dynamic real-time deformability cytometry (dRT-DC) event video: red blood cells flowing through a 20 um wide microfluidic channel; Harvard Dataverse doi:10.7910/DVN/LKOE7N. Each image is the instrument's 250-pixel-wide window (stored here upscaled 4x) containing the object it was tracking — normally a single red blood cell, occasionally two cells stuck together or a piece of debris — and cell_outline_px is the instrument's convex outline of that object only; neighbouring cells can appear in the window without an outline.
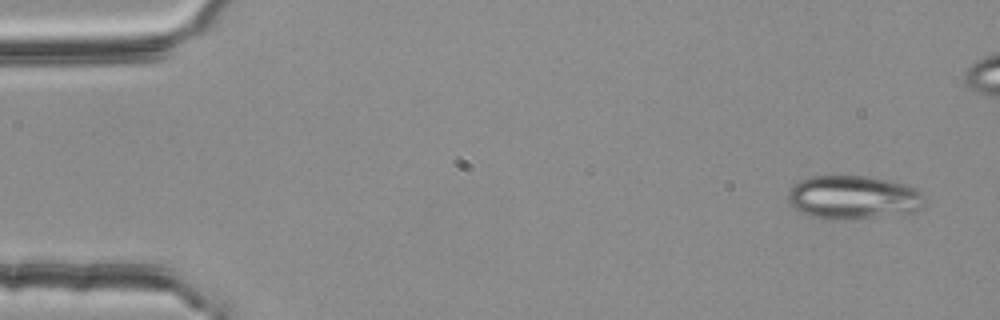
{"species": "common noctule bat (a hibernating species)", "species_latin": "Nyctalus noctula", "temperature_condition": "room temperature", "stored_images_in_passage": 35, "camera_frame_rate_fps": 3000, "um_per_image_px": 0.085, "animal": {"sex": "female", "body_mass_g": 25.1}, "frame": {"image": 1, "passage_image": 1, "time_ms": 0.0, "image_size_px": [1000, 320], "cell_outline_px": [[924, 204], [920, 208], [904, 216], [836, 220], [812, 216], [800, 212], [792, 208], [788, 204], [788, 192], [792, 184], [808, 176], [864, 176], [888, 180], [904, 184], [916, 188], [920, 192]], "centroid_in_image_um": [72.51, 16.8], "position_along_channel_um": 12.5, "area_um2": 35.32}}
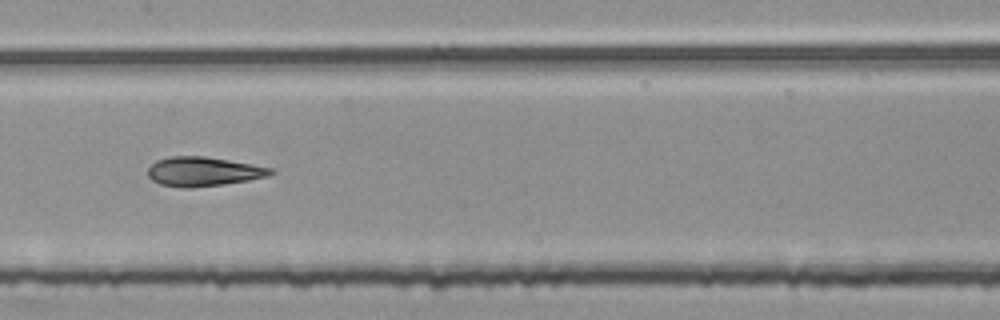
{"frame": {"image": 2, "passage_image": 25, "time_ms": 8.0, "image_size_px": [1000, 320], "cell_outline_px": [[276, 172], [268, 176], [248, 180], [224, 184], [160, 184], [152, 180], [148, 176], [148, 168], [156, 160], [172, 156], [204, 156], [276, 168]], "centroid_in_image_um": [17.37, 14.52], "position_along_channel_um": 190.0, "area_um2": 20.0}}
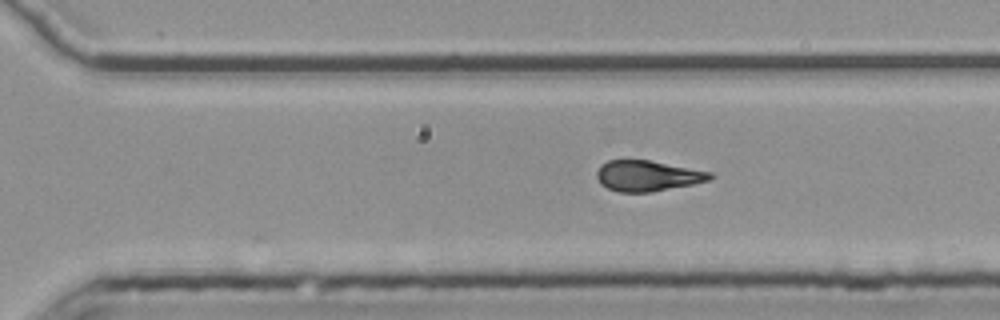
{"frame": {"image": 3, "passage_image": 35, "time_ms": 11.333, "image_size_px": [1000, 320], "cell_outline_px": [[716, 176], [712, 180], [652, 192], [616, 192], [600, 184], [596, 176], [596, 172], [600, 164], [608, 160], [648, 160], [712, 172]], "centroid_in_image_um": [55.04, 14.95], "position_along_channel_um": 315.6, "area_um2": 20.4}}